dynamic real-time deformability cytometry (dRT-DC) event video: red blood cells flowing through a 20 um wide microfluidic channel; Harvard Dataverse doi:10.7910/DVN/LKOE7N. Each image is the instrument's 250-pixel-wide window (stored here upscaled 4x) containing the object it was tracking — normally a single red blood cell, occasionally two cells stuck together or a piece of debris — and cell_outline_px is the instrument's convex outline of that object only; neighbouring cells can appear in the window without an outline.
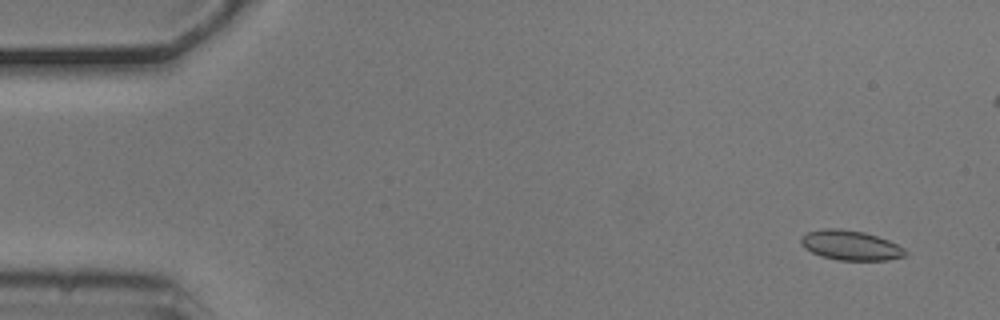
{"species": "common noctule bat (a hibernating species)", "species_latin": "Nyctalus noctula", "temperature_condition": "cold", "stored_images_in_passage": 5, "camera_frame_rate_fps": 3000, "um_per_image_px": 0.085, "animal": {"sex": "male", "body_mass_g": 20.5, "forearm_length_mm": 52.5}, "frame": {"image": 1, "passage_image": 1, "time_ms": 0.0, "image_size_px": [1000, 320], "cell_outline_px": [[908, 252], [904, 256], [888, 260], [840, 260], [820, 256], [804, 248], [800, 244], [800, 240], [808, 232], [824, 228], [840, 228], [864, 232], [888, 240], [904, 248]], "centroid_in_image_um": [72.29, 20.85], "position_along_channel_um": 12.7, "area_um2": 18.03}}